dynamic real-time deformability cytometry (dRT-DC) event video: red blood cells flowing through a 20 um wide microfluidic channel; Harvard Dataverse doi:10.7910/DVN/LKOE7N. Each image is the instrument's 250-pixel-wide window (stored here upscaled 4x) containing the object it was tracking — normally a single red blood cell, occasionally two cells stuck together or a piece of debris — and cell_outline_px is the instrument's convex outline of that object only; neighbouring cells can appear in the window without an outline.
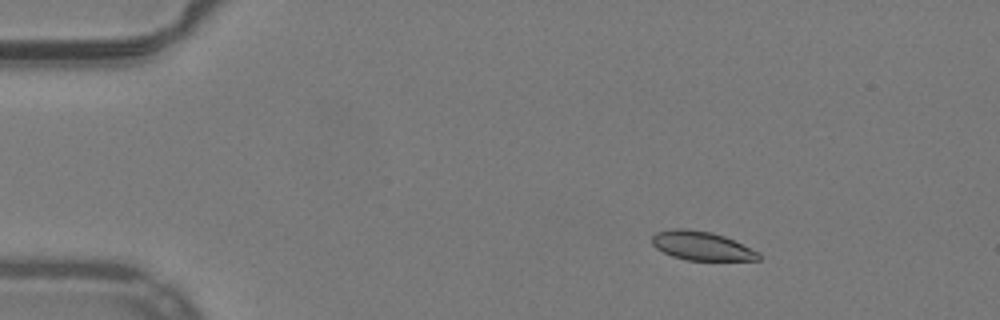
{"species": "common noctule bat (a hibernating species)", "species_latin": "Nyctalus noctula", "temperature_condition": "warm", "stored_images_in_passage": 53, "camera_frame_rate_fps": 3000, "um_per_image_px": 0.085, "animal": {"sex": "male", "body_mass_g": 19.2, "forearm_length_mm": 51.8}, "frame": {"image": 1, "passage_image": 9, "time_ms": 2.667, "image_size_px": [1000, 320], "cell_outline_px": [[760, 260], [684, 260], [672, 256], [656, 248], [652, 244], [652, 236], [656, 232], [672, 228], [688, 228], [712, 232], [724, 236], [760, 252]], "centroid_in_image_um": [59.62, 20.89], "position_along_channel_um": 25.4, "area_um2": 18.03}}
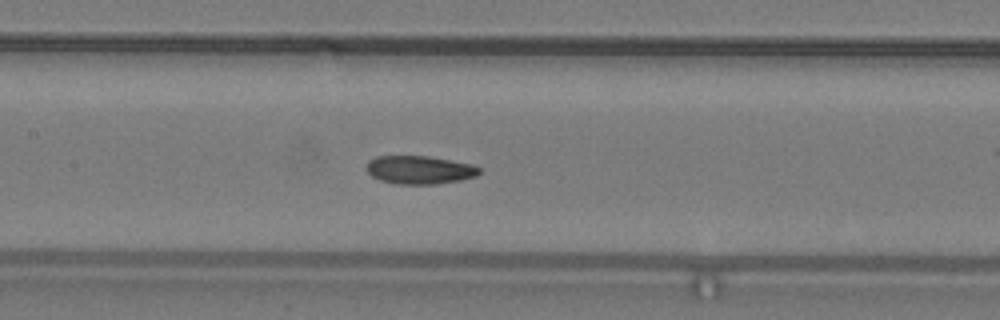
{"frame": {"image": 2, "passage_image": 26, "time_ms": 8.333, "image_size_px": [1000, 320], "cell_outline_px": [[480, 172], [476, 176], [460, 180], [436, 184], [396, 184], [380, 180], [372, 176], [368, 172], [368, 160], [376, 156], [428, 156], [472, 164], [480, 168]], "centroid_in_image_um": [35.67, 14.44], "position_along_channel_um": 171.7, "area_um2": 18.5}}
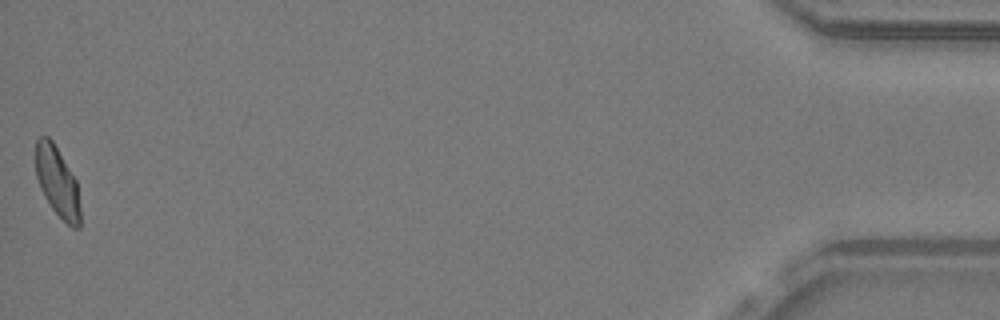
{"frame": {"image": 3, "passage_image": 53, "time_ms": 17.333, "image_size_px": [1000, 320], "cell_outline_px": [[80, 228], [72, 228], [52, 208], [44, 196], [40, 188], [36, 176], [36, 140], [40, 136], [48, 136], [52, 140], [76, 180], [80, 208]], "centroid_in_image_um": [4.87, 15.46], "position_along_channel_um": 430.3, "area_um2": 17.98}, "authors_computed_cell_mechanics": {"area_um2": 18.6694, "velocity_mm_per_s": 3.9595, "shape_relaxation_time_tau1_ms": 7.5893, "shape_relaxation_time_tau2_ms": 2.4539, "deformation_change_tau1": 0.1441, "deformation_change_tau2": 0.0741}}